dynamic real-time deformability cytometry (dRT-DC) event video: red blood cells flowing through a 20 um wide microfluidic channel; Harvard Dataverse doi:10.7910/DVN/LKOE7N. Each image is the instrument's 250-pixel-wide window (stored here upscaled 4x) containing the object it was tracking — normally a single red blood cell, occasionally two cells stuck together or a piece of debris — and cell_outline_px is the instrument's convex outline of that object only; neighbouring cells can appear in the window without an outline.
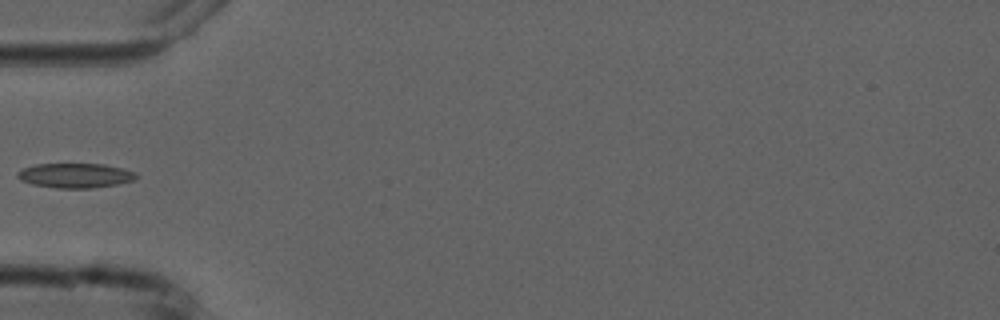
{"species": "common noctule bat (a hibernating species)", "species_latin": "Nyctalus noctula", "temperature_condition": "cold", "stored_images_in_passage": 4, "camera_frame_rate_fps": 3000, "um_per_image_px": 0.085, "animal": {"sex": "male", "forearm_length_mm": 52.5}, "frame": {"image": 1, "passage_image": 3, "time_ms": 2.333, "image_size_px": [1000, 320], "cell_outline_px": [[140, 176], [136, 180], [120, 184], [92, 188], [56, 188], [32, 184], [20, 180], [16, 176], [16, 172], [24, 168], [36, 164], [104, 164], [136, 172]], "centroid_in_image_um": [6.43, 14.92], "position_along_channel_um": 78.6, "area_um2": 17.22}}
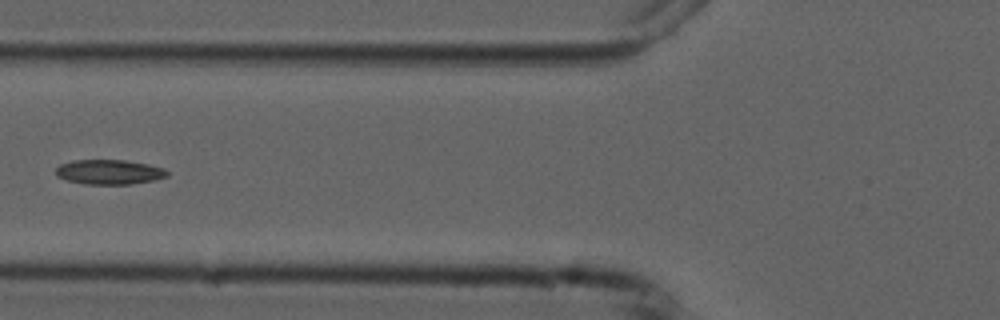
{"frame": {"image": 2, "passage_image": 4, "time_ms": 3.333, "image_size_px": [1000, 320], "cell_outline_px": [[168, 176], [152, 180], [128, 184], [84, 184], [68, 180], [56, 176], [56, 168], [60, 164], [76, 160], [124, 160], [148, 164], [164, 168], [168, 172]], "centroid_in_image_um": [9.27, 14.61], "position_along_channel_um": 116.5, "area_um2": 15.9}}